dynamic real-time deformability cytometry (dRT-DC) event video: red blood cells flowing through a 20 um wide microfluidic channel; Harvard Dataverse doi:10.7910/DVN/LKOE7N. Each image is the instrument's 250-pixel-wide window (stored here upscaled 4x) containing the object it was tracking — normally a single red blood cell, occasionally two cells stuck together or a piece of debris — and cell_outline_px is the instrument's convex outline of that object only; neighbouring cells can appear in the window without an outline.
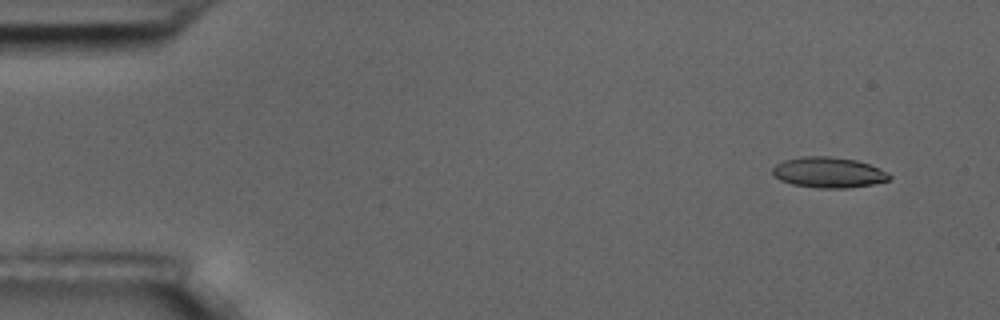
{"species": "common noctule bat (a hibernating species)", "species_latin": "Nyctalus noctula", "temperature_condition": "room temperature", "stored_images_in_passage": 57, "camera_frame_rate_fps": 3000, "um_per_image_px": 0.085, "animal": {"sex": "male", "body_mass_g": 17.5, "forearm_length_mm": 52.3}, "frame": {"image": 1, "passage_image": 4, "time_ms": 1.0, "image_size_px": [1000, 320], "cell_outline_px": [[892, 176], [888, 180], [872, 184], [844, 188], [820, 188], [792, 184], [780, 180], [772, 176], [772, 168], [776, 164], [784, 160], [804, 156], [832, 156], [856, 160], [880, 168], [888, 172]], "centroid_in_image_um": [70.4, 14.65], "position_along_channel_um": 14.6, "area_um2": 20.87}}
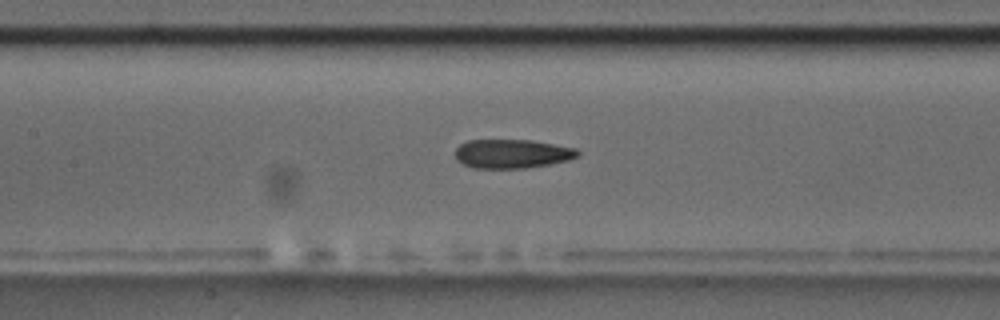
{"frame": {"image": 2, "passage_image": 26, "time_ms": 8.333, "image_size_px": [1000, 320], "cell_outline_px": [[580, 152], [576, 156], [568, 160], [548, 164], [524, 168], [472, 168], [456, 160], [456, 148], [460, 144], [468, 140], [532, 140], [576, 148]], "centroid_in_image_um": [43.5, 13.06], "position_along_channel_um": 163.9, "area_um2": 20.58}}
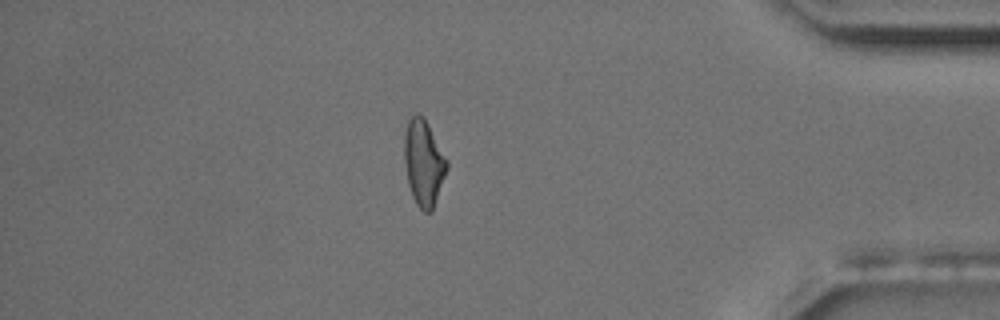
{"frame": {"image": 3, "passage_image": 49, "time_ms": 16.0, "image_size_px": [1000, 320], "cell_outline_px": [[448, 168], [432, 212], [424, 212], [416, 204], [412, 196], [408, 184], [404, 164], [404, 136], [408, 120], [416, 112], [424, 116], [448, 160]], "centroid_in_image_um": [36.01, 13.83], "position_along_channel_um": 399.2, "area_um2": 21.62}, "authors_computed_cell_mechanics": {"area_um2": 20.9814, "velocity_mm_per_s": 3.5386, "shape_relaxation_time_tau1_ms": 7.7301, "shape_relaxation_time_tau2_ms": 2.7167, "deformation_change_tau1": 0.181, "deformation_change_tau2": 0.106}}